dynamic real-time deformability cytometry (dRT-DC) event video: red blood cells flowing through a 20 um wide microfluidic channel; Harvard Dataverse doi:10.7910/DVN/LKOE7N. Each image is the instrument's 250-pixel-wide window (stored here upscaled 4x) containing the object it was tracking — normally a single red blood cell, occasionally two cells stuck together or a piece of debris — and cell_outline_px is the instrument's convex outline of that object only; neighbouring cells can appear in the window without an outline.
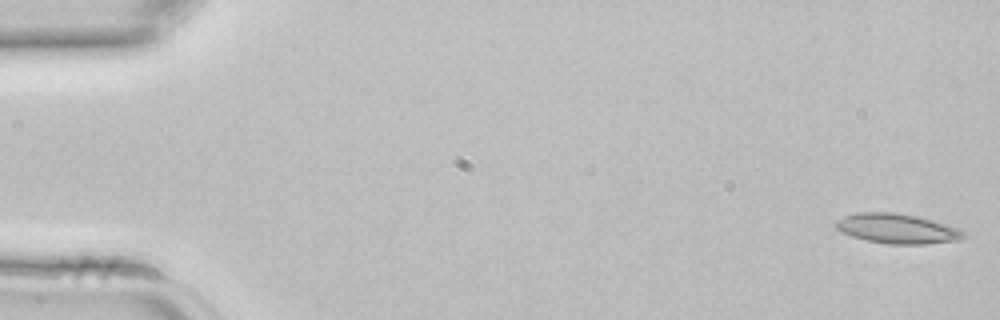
{"species": "common noctule bat (a hibernating species)", "species_latin": "Nyctalus noctula", "temperature_condition": "room temperature", "stored_images_in_passage": 43, "camera_frame_rate_fps": 3000, "um_per_image_px": 0.085, "animal": {"sex": "female", "body_mass_g": 22.7, "forearm_length_mm": 54.2}, "frame": {"image": 1, "passage_image": 1, "time_ms": 0.0, "image_size_px": [1000, 320], "cell_outline_px": [[968, 236], [960, 240], [924, 244], [888, 244], [864, 240], [840, 232], [832, 224], [836, 220], [844, 216], [856, 212], [896, 212], [916, 216], [932, 220], [956, 228], [964, 232]], "centroid_in_image_um": [76.2, 19.43], "position_along_channel_um": 8.8, "area_um2": 22.37}}
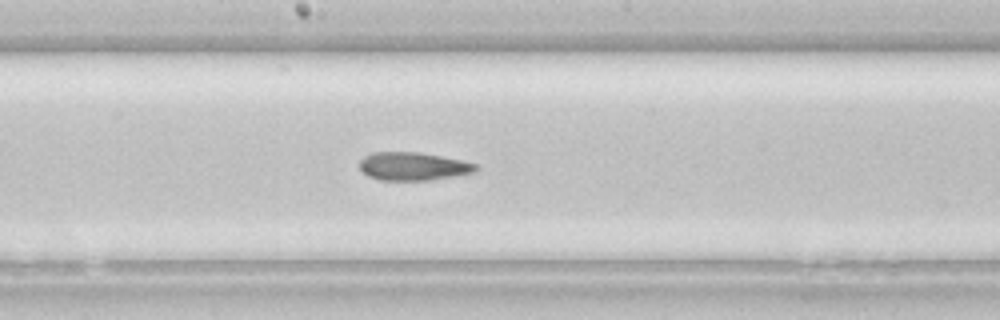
{"frame": {"image": 2, "passage_image": 23, "time_ms": 7.333, "image_size_px": [1000, 320], "cell_outline_px": [[480, 168], [472, 172], [432, 180], [380, 180], [368, 176], [360, 168], [360, 160], [364, 156], [372, 152], [420, 152], [460, 160], [476, 164]], "centroid_in_image_um": [35.08, 14.13], "position_along_channel_um": 213.1, "area_um2": 18.9}}
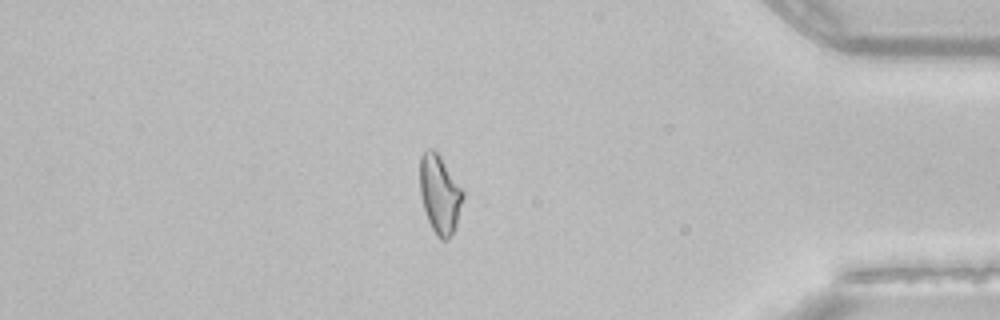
{"frame": {"image": 3, "passage_image": 37, "time_ms": 12.0, "image_size_px": [1000, 320], "cell_outline_px": [[464, 196], [456, 228], [448, 240], [440, 240], [436, 236], [428, 220], [424, 208], [420, 192], [420, 156], [428, 148], [432, 148], [440, 156], [464, 192]], "centroid_in_image_um": [37.38, 16.54], "position_along_channel_um": 397.8, "area_um2": 19.65}}